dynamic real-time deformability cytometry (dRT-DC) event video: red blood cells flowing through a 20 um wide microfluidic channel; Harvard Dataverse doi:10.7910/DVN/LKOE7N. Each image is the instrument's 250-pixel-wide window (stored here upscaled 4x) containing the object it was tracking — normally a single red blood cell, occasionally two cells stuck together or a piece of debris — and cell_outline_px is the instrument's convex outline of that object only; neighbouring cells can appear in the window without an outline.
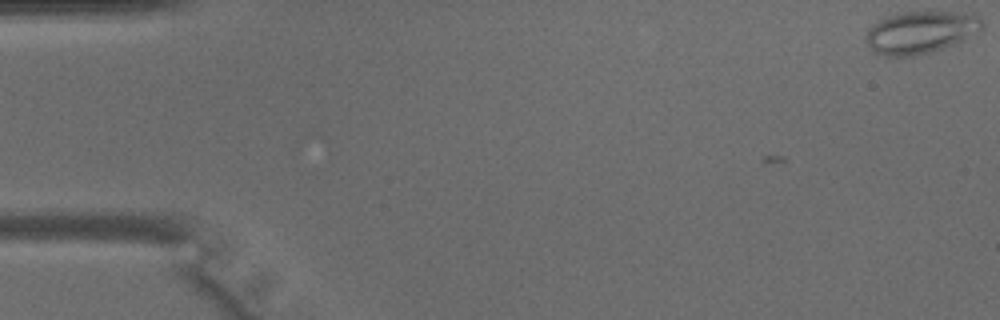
{"species": "common noctule bat (a hibernating species)", "species_latin": "Nyctalus noctula", "temperature_condition": "warm", "stored_images_in_passage": 2, "camera_frame_rate_fps": 3000, "um_per_image_px": 0.085, "animal": {"sex": "male", "body_mass_g": 15.6}, "frame": {"image": 1, "passage_image": 2, "time_ms": 0.333, "image_size_px": [1000, 320], "cell_outline_px": [[984, 28], [952, 44], [928, 52], [912, 56], [884, 56], [876, 52], [864, 40], [864, 36], [868, 28], [872, 24], [888, 16], [904, 12], [972, 12], [980, 16], [984, 20]], "centroid_in_image_um": [78.25, 2.71], "position_along_channel_um": 6.7, "area_um2": 28.5}}